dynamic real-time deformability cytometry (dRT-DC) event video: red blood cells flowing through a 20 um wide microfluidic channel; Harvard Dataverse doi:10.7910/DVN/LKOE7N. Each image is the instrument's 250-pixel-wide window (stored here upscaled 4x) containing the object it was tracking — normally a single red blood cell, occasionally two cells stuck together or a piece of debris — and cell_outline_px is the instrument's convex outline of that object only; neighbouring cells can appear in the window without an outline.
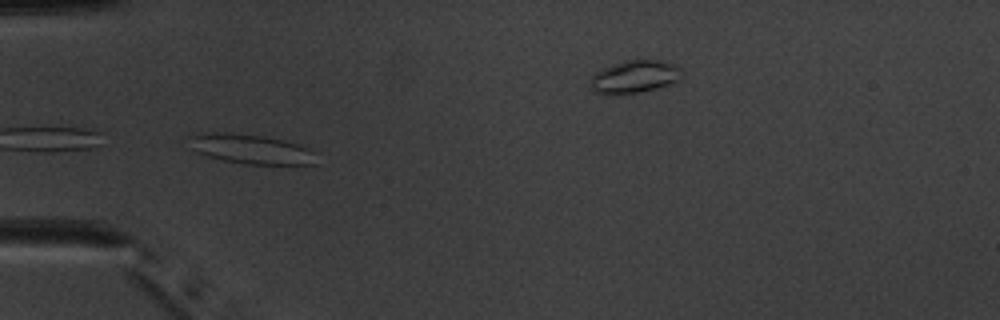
{"species": "common noctule bat (a hibernating species)", "species_latin": "Nyctalus noctula", "temperature_condition": "warm", "stored_images_in_passage": 21, "camera_frame_rate_fps": 3000, "um_per_image_px": 0.085, "animal": {"sex": "male", "body_mass_g": 20.1, "forearm_length_mm": 53.5}, "frame": {"image": 1, "passage_image": 18, "time_ms": 5.667, "image_size_px": [1000, 320], "cell_outline_px": [[316, 164], [244, 164], [224, 160], [208, 156], [196, 152], [192, 148], [188, 136], [212, 132], [232, 132], [264, 136], [284, 140], [300, 144], [316, 152]], "centroid_in_image_um": [21.36, 12.66], "position_along_channel_um": 63.6, "area_um2": 22.02}}